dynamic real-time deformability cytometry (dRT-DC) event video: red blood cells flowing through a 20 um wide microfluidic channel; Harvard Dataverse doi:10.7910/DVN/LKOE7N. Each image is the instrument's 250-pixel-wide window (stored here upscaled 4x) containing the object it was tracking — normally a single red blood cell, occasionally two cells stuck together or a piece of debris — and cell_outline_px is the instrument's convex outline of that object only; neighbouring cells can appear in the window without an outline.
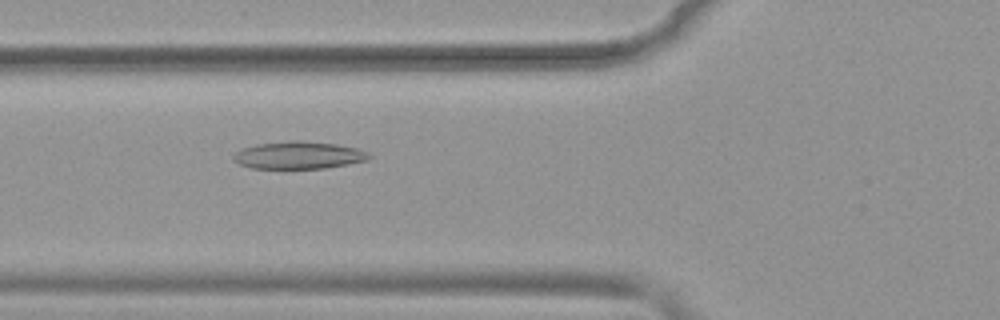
{"species": "common noctule bat (a hibernating species)", "species_latin": "Nyctalus noctula", "temperature_condition": "warm", "stored_images_in_passage": 51, "camera_frame_rate_fps": 3000, "um_per_image_px": 0.085, "animal": {"sex": "female", "body_mass_g": 19.9}, "frame": {"image": 1, "passage_image": 19, "time_ms": 6.0, "image_size_px": [1000, 320], "cell_outline_px": [[372, 156], [368, 160], [348, 164], [324, 168], [252, 168], [240, 164], [232, 160], [232, 156], [240, 148], [256, 144], [292, 140], [300, 140], [336, 144], [356, 148], [368, 152]], "centroid_in_image_um": [25.37, 13.18], "position_along_channel_um": 100.4, "area_um2": 21.73}}
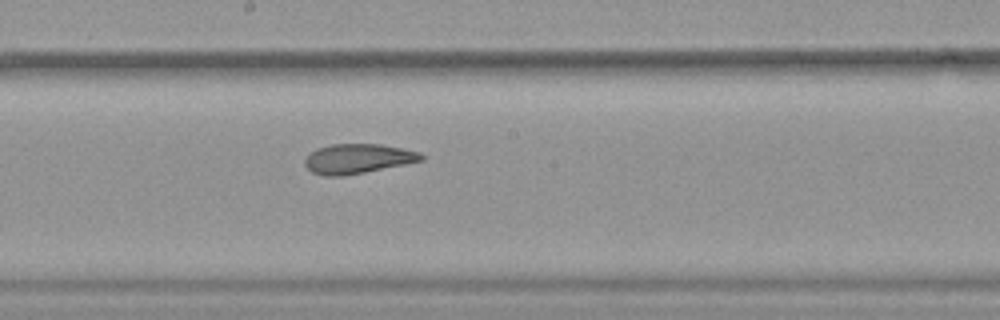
{"frame": {"image": 2, "passage_image": 28, "time_ms": 9.0, "image_size_px": [1000, 320], "cell_outline_px": [[424, 160], [344, 176], [324, 176], [312, 172], [304, 164], [304, 160], [316, 148], [332, 144], [380, 144], [420, 152], [424, 156]], "centroid_in_image_um": [30.39, 13.49], "position_along_channel_um": 217.8, "area_um2": 19.94}}
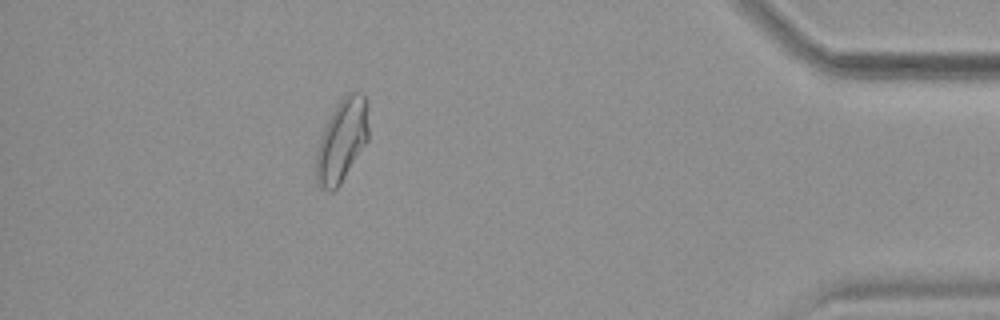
{"frame": {"image": 3, "passage_image": 46, "time_ms": 15.0, "image_size_px": [1000, 320], "cell_outline_px": [[368, 140], [340, 184], [332, 192], [324, 188], [316, 180], [316, 152], [320, 136], [336, 104], [348, 92], [364, 92], [368, 128]], "centroid_in_image_um": [29.05, 11.92], "position_along_channel_um": 406.1, "area_um2": 24.91}, "authors_computed_cell_mechanics": {"area_um2": 23.5824, "velocity_mm_per_s": 3.9064, "shape_relaxation_time_tau1_ms": null, "shape_relaxation_time_tau2_ms": 2.2997, "deformation_change_tau1": null, "deformation_change_tau2": 0.0971}}